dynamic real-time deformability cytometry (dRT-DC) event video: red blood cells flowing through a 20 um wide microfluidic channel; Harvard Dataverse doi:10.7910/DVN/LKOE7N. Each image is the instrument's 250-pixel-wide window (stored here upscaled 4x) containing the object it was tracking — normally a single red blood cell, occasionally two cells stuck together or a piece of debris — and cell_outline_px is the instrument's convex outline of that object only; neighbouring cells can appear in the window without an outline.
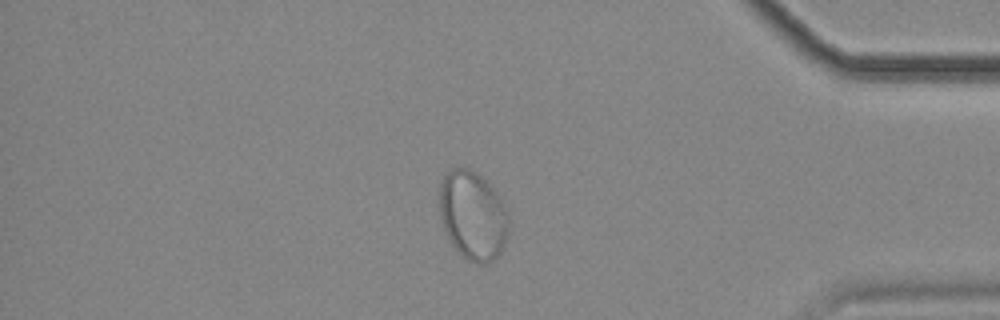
{"species": "common noctule bat (a hibernating species)", "species_latin": "Nyctalus noctula", "temperature_condition": "cold", "stored_images_in_passage": 56, "camera_frame_rate_fps": 3000, "um_per_image_px": 0.085, "animal": {"sex": "female", "body_mass_g": 18.4}, "frame": {"image": 1, "passage_image": 48, "time_ms": 15.667, "image_size_px": [1000, 320], "cell_outline_px": [[508, 228], [504, 244], [500, 252], [492, 260], [484, 264], [476, 264], [468, 260], [448, 240], [440, 216], [440, 184], [444, 176], [452, 168], [468, 168], [476, 172], [496, 192], [508, 208]], "centroid_in_image_um": [40.19, 18.31], "position_along_channel_um": 395.0, "area_um2": 35.6}}